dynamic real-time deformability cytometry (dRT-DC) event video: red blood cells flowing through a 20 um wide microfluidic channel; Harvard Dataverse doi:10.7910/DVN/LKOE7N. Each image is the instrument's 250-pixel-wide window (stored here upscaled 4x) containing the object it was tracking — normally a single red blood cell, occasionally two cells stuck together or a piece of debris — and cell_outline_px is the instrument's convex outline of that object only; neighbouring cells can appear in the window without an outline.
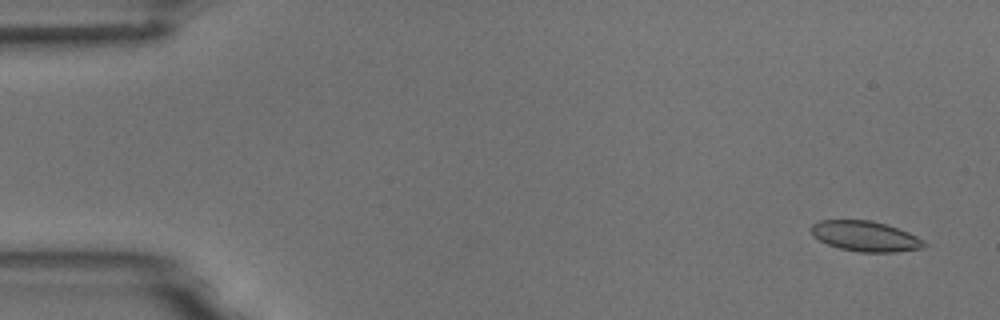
{"species": "common noctule bat (a hibernating species)", "species_latin": "Nyctalus noctula", "temperature_condition": "room temperature", "stored_images_in_passage": 11, "camera_frame_rate_fps": 3000, "um_per_image_px": 0.085, "animal": {"sex": "male", "body_mass_g": 18.8}, "frame": {"image": 1, "passage_image": 1, "time_ms": 0.0, "image_size_px": [1000, 320], "cell_outline_px": [[924, 248], [896, 252], [860, 252], [840, 248], [828, 244], [812, 236], [812, 224], [820, 220], [872, 220], [908, 232], [924, 240]], "centroid_in_image_um": [73.55, 20.08], "position_along_channel_um": 11.5, "area_um2": 19.77}}
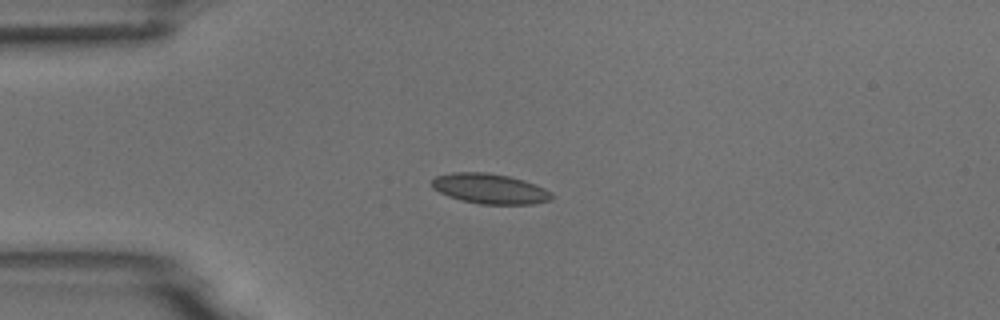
{"frame": {"image": 2, "passage_image": 4, "time_ms": 3.667, "image_size_px": [1000, 320], "cell_outline_px": [[556, 196], [552, 200], [532, 204], [480, 204], [460, 200], [448, 196], [432, 188], [432, 180], [436, 176], [452, 172], [488, 172], [508, 176], [524, 180], [536, 184], [552, 192]], "centroid_in_image_um": [41.67, 16.04], "position_along_channel_um": 43.3, "area_um2": 21.27}}
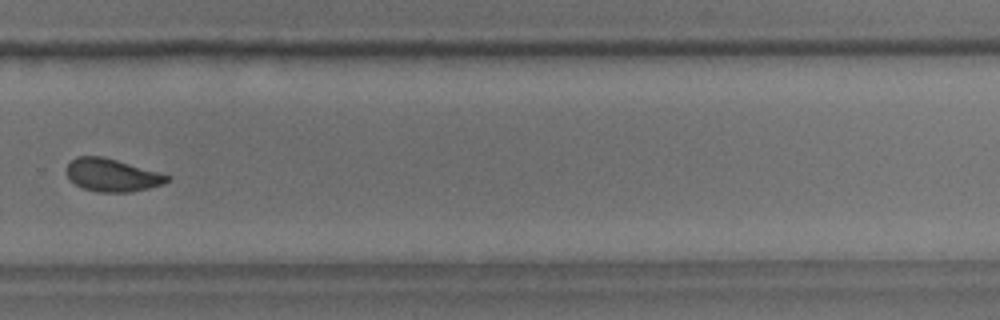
{"frame": {"image": 3, "passage_image": 11, "time_ms": 11.667, "image_size_px": [1000, 320], "cell_outline_px": [[172, 180], [164, 184], [132, 192], [96, 192], [84, 188], [76, 184], [68, 176], [68, 164], [76, 156], [100, 156], [116, 160], [172, 176]], "centroid_in_image_um": [9.58, 14.89], "position_along_channel_um": 320.2, "area_um2": 19.02}}